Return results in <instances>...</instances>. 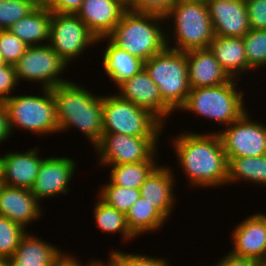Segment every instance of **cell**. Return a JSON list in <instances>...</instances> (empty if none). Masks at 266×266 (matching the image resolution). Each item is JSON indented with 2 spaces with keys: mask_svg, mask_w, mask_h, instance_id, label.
Returning <instances> with one entry per match:
<instances>
[{
  "mask_svg": "<svg viewBox=\"0 0 266 266\" xmlns=\"http://www.w3.org/2000/svg\"><path fill=\"white\" fill-rule=\"evenodd\" d=\"M173 139L172 147L189 187L227 185L228 160L217 131L204 134L185 131Z\"/></svg>",
  "mask_w": 266,
  "mask_h": 266,
  "instance_id": "6da1fadb",
  "label": "cell"
},
{
  "mask_svg": "<svg viewBox=\"0 0 266 266\" xmlns=\"http://www.w3.org/2000/svg\"><path fill=\"white\" fill-rule=\"evenodd\" d=\"M59 133L77 128L95 146L103 135L102 96L73 81L52 88Z\"/></svg>",
  "mask_w": 266,
  "mask_h": 266,
  "instance_id": "7a4b0ae2",
  "label": "cell"
},
{
  "mask_svg": "<svg viewBox=\"0 0 266 266\" xmlns=\"http://www.w3.org/2000/svg\"><path fill=\"white\" fill-rule=\"evenodd\" d=\"M165 17L126 10L107 38L117 47L147 61L166 47Z\"/></svg>",
  "mask_w": 266,
  "mask_h": 266,
  "instance_id": "3957f363",
  "label": "cell"
},
{
  "mask_svg": "<svg viewBox=\"0 0 266 266\" xmlns=\"http://www.w3.org/2000/svg\"><path fill=\"white\" fill-rule=\"evenodd\" d=\"M174 23L173 34L166 31V45L177 51L208 48L215 38L208 6L203 0H177L165 16ZM171 35V36H170ZM174 37V38H172ZM171 39L174 41L172 42ZM174 43V44H170ZM174 45V47H172Z\"/></svg>",
  "mask_w": 266,
  "mask_h": 266,
  "instance_id": "277c9868",
  "label": "cell"
},
{
  "mask_svg": "<svg viewBox=\"0 0 266 266\" xmlns=\"http://www.w3.org/2000/svg\"><path fill=\"white\" fill-rule=\"evenodd\" d=\"M238 79L211 87L191 88L185 104L179 109L189 111L226 127L239 119L247 110L244 91L238 90Z\"/></svg>",
  "mask_w": 266,
  "mask_h": 266,
  "instance_id": "5b68a950",
  "label": "cell"
},
{
  "mask_svg": "<svg viewBox=\"0 0 266 266\" xmlns=\"http://www.w3.org/2000/svg\"><path fill=\"white\" fill-rule=\"evenodd\" d=\"M144 69L157 85L162 100L175 112L185 104L191 90L187 51L166 47L144 61Z\"/></svg>",
  "mask_w": 266,
  "mask_h": 266,
  "instance_id": "8992f818",
  "label": "cell"
},
{
  "mask_svg": "<svg viewBox=\"0 0 266 266\" xmlns=\"http://www.w3.org/2000/svg\"><path fill=\"white\" fill-rule=\"evenodd\" d=\"M41 92L42 96L20 94L3 102L12 133L17 128L39 136L59 133L52 89L41 88Z\"/></svg>",
  "mask_w": 266,
  "mask_h": 266,
  "instance_id": "52a82bcc",
  "label": "cell"
},
{
  "mask_svg": "<svg viewBox=\"0 0 266 266\" xmlns=\"http://www.w3.org/2000/svg\"><path fill=\"white\" fill-rule=\"evenodd\" d=\"M103 133L136 137H160L165 125L148 110L117 93L102 95Z\"/></svg>",
  "mask_w": 266,
  "mask_h": 266,
  "instance_id": "ba28073f",
  "label": "cell"
},
{
  "mask_svg": "<svg viewBox=\"0 0 266 266\" xmlns=\"http://www.w3.org/2000/svg\"><path fill=\"white\" fill-rule=\"evenodd\" d=\"M48 44L68 65L98 44V39L75 13L51 12Z\"/></svg>",
  "mask_w": 266,
  "mask_h": 266,
  "instance_id": "9c48e42d",
  "label": "cell"
},
{
  "mask_svg": "<svg viewBox=\"0 0 266 266\" xmlns=\"http://www.w3.org/2000/svg\"><path fill=\"white\" fill-rule=\"evenodd\" d=\"M19 81L40 83L41 88L52 89L67 82L59 76L68 68L49 44L27 47L25 53L13 65Z\"/></svg>",
  "mask_w": 266,
  "mask_h": 266,
  "instance_id": "30bf717a",
  "label": "cell"
},
{
  "mask_svg": "<svg viewBox=\"0 0 266 266\" xmlns=\"http://www.w3.org/2000/svg\"><path fill=\"white\" fill-rule=\"evenodd\" d=\"M159 137L103 133L93 146L99 165H120L148 161L158 150Z\"/></svg>",
  "mask_w": 266,
  "mask_h": 266,
  "instance_id": "8fae6325",
  "label": "cell"
},
{
  "mask_svg": "<svg viewBox=\"0 0 266 266\" xmlns=\"http://www.w3.org/2000/svg\"><path fill=\"white\" fill-rule=\"evenodd\" d=\"M246 111L239 119L218 131L226 157H256L266 154V125L250 120Z\"/></svg>",
  "mask_w": 266,
  "mask_h": 266,
  "instance_id": "7c38bea8",
  "label": "cell"
},
{
  "mask_svg": "<svg viewBox=\"0 0 266 266\" xmlns=\"http://www.w3.org/2000/svg\"><path fill=\"white\" fill-rule=\"evenodd\" d=\"M47 157L43 159L31 192L38 200L57 197L70 190V182L77 168L75 160L69 157Z\"/></svg>",
  "mask_w": 266,
  "mask_h": 266,
  "instance_id": "4fadbf2b",
  "label": "cell"
},
{
  "mask_svg": "<svg viewBox=\"0 0 266 266\" xmlns=\"http://www.w3.org/2000/svg\"><path fill=\"white\" fill-rule=\"evenodd\" d=\"M121 98L155 115L164 125L174 112L161 98L157 85L143 68L117 87Z\"/></svg>",
  "mask_w": 266,
  "mask_h": 266,
  "instance_id": "5bb4252c",
  "label": "cell"
},
{
  "mask_svg": "<svg viewBox=\"0 0 266 266\" xmlns=\"http://www.w3.org/2000/svg\"><path fill=\"white\" fill-rule=\"evenodd\" d=\"M233 230L231 254L266 262V214L247 216Z\"/></svg>",
  "mask_w": 266,
  "mask_h": 266,
  "instance_id": "9a60e30c",
  "label": "cell"
},
{
  "mask_svg": "<svg viewBox=\"0 0 266 266\" xmlns=\"http://www.w3.org/2000/svg\"><path fill=\"white\" fill-rule=\"evenodd\" d=\"M215 36L244 37L250 30L245 0H207Z\"/></svg>",
  "mask_w": 266,
  "mask_h": 266,
  "instance_id": "2e32d148",
  "label": "cell"
},
{
  "mask_svg": "<svg viewBox=\"0 0 266 266\" xmlns=\"http://www.w3.org/2000/svg\"><path fill=\"white\" fill-rule=\"evenodd\" d=\"M40 203L31 189L0 184V216L7 217L25 229L43 216Z\"/></svg>",
  "mask_w": 266,
  "mask_h": 266,
  "instance_id": "e0dca14e",
  "label": "cell"
},
{
  "mask_svg": "<svg viewBox=\"0 0 266 266\" xmlns=\"http://www.w3.org/2000/svg\"><path fill=\"white\" fill-rule=\"evenodd\" d=\"M126 10L119 0H84L75 14L99 39L113 31Z\"/></svg>",
  "mask_w": 266,
  "mask_h": 266,
  "instance_id": "ac0fdd59",
  "label": "cell"
},
{
  "mask_svg": "<svg viewBox=\"0 0 266 266\" xmlns=\"http://www.w3.org/2000/svg\"><path fill=\"white\" fill-rule=\"evenodd\" d=\"M38 147L26 151L7 152L3 155L2 184L31 189L37 178L44 158Z\"/></svg>",
  "mask_w": 266,
  "mask_h": 266,
  "instance_id": "d6986e66",
  "label": "cell"
},
{
  "mask_svg": "<svg viewBox=\"0 0 266 266\" xmlns=\"http://www.w3.org/2000/svg\"><path fill=\"white\" fill-rule=\"evenodd\" d=\"M170 167L157 165L140 187V194L146 198L167 220L176 204L174 187L176 178ZM173 209V210H172Z\"/></svg>",
  "mask_w": 266,
  "mask_h": 266,
  "instance_id": "ffe728a7",
  "label": "cell"
},
{
  "mask_svg": "<svg viewBox=\"0 0 266 266\" xmlns=\"http://www.w3.org/2000/svg\"><path fill=\"white\" fill-rule=\"evenodd\" d=\"M187 64L191 88L217 86L231 79L209 48L187 51Z\"/></svg>",
  "mask_w": 266,
  "mask_h": 266,
  "instance_id": "44dd1931",
  "label": "cell"
},
{
  "mask_svg": "<svg viewBox=\"0 0 266 266\" xmlns=\"http://www.w3.org/2000/svg\"><path fill=\"white\" fill-rule=\"evenodd\" d=\"M230 78L248 74V62L243 37L215 36L208 47Z\"/></svg>",
  "mask_w": 266,
  "mask_h": 266,
  "instance_id": "7402d4cb",
  "label": "cell"
},
{
  "mask_svg": "<svg viewBox=\"0 0 266 266\" xmlns=\"http://www.w3.org/2000/svg\"><path fill=\"white\" fill-rule=\"evenodd\" d=\"M62 252L56 245L26 232L10 261L12 266H51Z\"/></svg>",
  "mask_w": 266,
  "mask_h": 266,
  "instance_id": "603a6c76",
  "label": "cell"
},
{
  "mask_svg": "<svg viewBox=\"0 0 266 266\" xmlns=\"http://www.w3.org/2000/svg\"><path fill=\"white\" fill-rule=\"evenodd\" d=\"M103 40L108 42L103 53V69L109 80L118 87L126 79L133 77L144 68V61L131 55L125 50L114 45L107 37L99 38L98 43ZM100 41V42H99Z\"/></svg>",
  "mask_w": 266,
  "mask_h": 266,
  "instance_id": "cb8c5ba5",
  "label": "cell"
},
{
  "mask_svg": "<svg viewBox=\"0 0 266 266\" xmlns=\"http://www.w3.org/2000/svg\"><path fill=\"white\" fill-rule=\"evenodd\" d=\"M50 27L51 11L49 9L35 8L28 15L14 23L8 30L30 47L48 44Z\"/></svg>",
  "mask_w": 266,
  "mask_h": 266,
  "instance_id": "d4e9b609",
  "label": "cell"
},
{
  "mask_svg": "<svg viewBox=\"0 0 266 266\" xmlns=\"http://www.w3.org/2000/svg\"><path fill=\"white\" fill-rule=\"evenodd\" d=\"M125 215L128 229L135 237L156 232L167 222V219L142 196Z\"/></svg>",
  "mask_w": 266,
  "mask_h": 266,
  "instance_id": "484cf974",
  "label": "cell"
},
{
  "mask_svg": "<svg viewBox=\"0 0 266 266\" xmlns=\"http://www.w3.org/2000/svg\"><path fill=\"white\" fill-rule=\"evenodd\" d=\"M227 185L245 180L257 186H266V154L256 157H227Z\"/></svg>",
  "mask_w": 266,
  "mask_h": 266,
  "instance_id": "4316f807",
  "label": "cell"
},
{
  "mask_svg": "<svg viewBox=\"0 0 266 266\" xmlns=\"http://www.w3.org/2000/svg\"><path fill=\"white\" fill-rule=\"evenodd\" d=\"M155 155L156 153L148 161L101 166H103L102 168L106 166L111 168L109 181L113 185L128 189H140L147 176L159 163L156 159L158 157Z\"/></svg>",
  "mask_w": 266,
  "mask_h": 266,
  "instance_id": "83f0119b",
  "label": "cell"
},
{
  "mask_svg": "<svg viewBox=\"0 0 266 266\" xmlns=\"http://www.w3.org/2000/svg\"><path fill=\"white\" fill-rule=\"evenodd\" d=\"M94 222L97 228L103 233H121L123 241L135 239V236L130 232L126 222L125 213L118 211L116 208L107 205L100 198L95 203Z\"/></svg>",
  "mask_w": 266,
  "mask_h": 266,
  "instance_id": "f1b7e54d",
  "label": "cell"
},
{
  "mask_svg": "<svg viewBox=\"0 0 266 266\" xmlns=\"http://www.w3.org/2000/svg\"><path fill=\"white\" fill-rule=\"evenodd\" d=\"M108 182L101 186L100 191H98V198L107 205L126 214L131 206L140 198V189L123 188L113 185L110 181Z\"/></svg>",
  "mask_w": 266,
  "mask_h": 266,
  "instance_id": "f546056e",
  "label": "cell"
},
{
  "mask_svg": "<svg viewBox=\"0 0 266 266\" xmlns=\"http://www.w3.org/2000/svg\"><path fill=\"white\" fill-rule=\"evenodd\" d=\"M248 72L266 68V30L250 29L243 37Z\"/></svg>",
  "mask_w": 266,
  "mask_h": 266,
  "instance_id": "4dcf8cb0",
  "label": "cell"
},
{
  "mask_svg": "<svg viewBox=\"0 0 266 266\" xmlns=\"http://www.w3.org/2000/svg\"><path fill=\"white\" fill-rule=\"evenodd\" d=\"M27 231L20 224L0 216V258H10Z\"/></svg>",
  "mask_w": 266,
  "mask_h": 266,
  "instance_id": "1f68e13d",
  "label": "cell"
},
{
  "mask_svg": "<svg viewBox=\"0 0 266 266\" xmlns=\"http://www.w3.org/2000/svg\"><path fill=\"white\" fill-rule=\"evenodd\" d=\"M35 8L26 0L0 1V30L10 28Z\"/></svg>",
  "mask_w": 266,
  "mask_h": 266,
  "instance_id": "d6a6232c",
  "label": "cell"
},
{
  "mask_svg": "<svg viewBox=\"0 0 266 266\" xmlns=\"http://www.w3.org/2000/svg\"><path fill=\"white\" fill-rule=\"evenodd\" d=\"M28 46L8 29L0 30V55L4 63L14 65Z\"/></svg>",
  "mask_w": 266,
  "mask_h": 266,
  "instance_id": "836d02e7",
  "label": "cell"
},
{
  "mask_svg": "<svg viewBox=\"0 0 266 266\" xmlns=\"http://www.w3.org/2000/svg\"><path fill=\"white\" fill-rule=\"evenodd\" d=\"M177 0H127L126 9L136 13L155 14L165 17Z\"/></svg>",
  "mask_w": 266,
  "mask_h": 266,
  "instance_id": "e575fe53",
  "label": "cell"
},
{
  "mask_svg": "<svg viewBox=\"0 0 266 266\" xmlns=\"http://www.w3.org/2000/svg\"><path fill=\"white\" fill-rule=\"evenodd\" d=\"M116 266H169L165 258L141 254L125 253L122 250H114Z\"/></svg>",
  "mask_w": 266,
  "mask_h": 266,
  "instance_id": "d590c367",
  "label": "cell"
},
{
  "mask_svg": "<svg viewBox=\"0 0 266 266\" xmlns=\"http://www.w3.org/2000/svg\"><path fill=\"white\" fill-rule=\"evenodd\" d=\"M250 29L266 30V0H245Z\"/></svg>",
  "mask_w": 266,
  "mask_h": 266,
  "instance_id": "8d00e7d4",
  "label": "cell"
},
{
  "mask_svg": "<svg viewBox=\"0 0 266 266\" xmlns=\"http://www.w3.org/2000/svg\"><path fill=\"white\" fill-rule=\"evenodd\" d=\"M19 85L13 65L4 63L0 66V102L3 103L13 95L11 92Z\"/></svg>",
  "mask_w": 266,
  "mask_h": 266,
  "instance_id": "74e56055",
  "label": "cell"
},
{
  "mask_svg": "<svg viewBox=\"0 0 266 266\" xmlns=\"http://www.w3.org/2000/svg\"><path fill=\"white\" fill-rule=\"evenodd\" d=\"M84 0H51L49 10L55 13H76Z\"/></svg>",
  "mask_w": 266,
  "mask_h": 266,
  "instance_id": "f35d334b",
  "label": "cell"
},
{
  "mask_svg": "<svg viewBox=\"0 0 266 266\" xmlns=\"http://www.w3.org/2000/svg\"><path fill=\"white\" fill-rule=\"evenodd\" d=\"M217 260L218 262L213 266H257L260 263L255 259L235 256L230 252Z\"/></svg>",
  "mask_w": 266,
  "mask_h": 266,
  "instance_id": "ab89813d",
  "label": "cell"
},
{
  "mask_svg": "<svg viewBox=\"0 0 266 266\" xmlns=\"http://www.w3.org/2000/svg\"><path fill=\"white\" fill-rule=\"evenodd\" d=\"M11 134L12 132L6 108L4 104L0 102V144H2L3 141H7Z\"/></svg>",
  "mask_w": 266,
  "mask_h": 266,
  "instance_id": "60d3db41",
  "label": "cell"
},
{
  "mask_svg": "<svg viewBox=\"0 0 266 266\" xmlns=\"http://www.w3.org/2000/svg\"><path fill=\"white\" fill-rule=\"evenodd\" d=\"M51 266H82V263L77 257L75 258L74 254L64 253L63 251Z\"/></svg>",
  "mask_w": 266,
  "mask_h": 266,
  "instance_id": "b9f144b4",
  "label": "cell"
},
{
  "mask_svg": "<svg viewBox=\"0 0 266 266\" xmlns=\"http://www.w3.org/2000/svg\"><path fill=\"white\" fill-rule=\"evenodd\" d=\"M86 263L83 265L82 262V266H116V262L114 260V250L112 249V252L109 253V258L106 263H104V260L102 261V259L90 260V262L88 261Z\"/></svg>",
  "mask_w": 266,
  "mask_h": 266,
  "instance_id": "7bdbcfd3",
  "label": "cell"
},
{
  "mask_svg": "<svg viewBox=\"0 0 266 266\" xmlns=\"http://www.w3.org/2000/svg\"><path fill=\"white\" fill-rule=\"evenodd\" d=\"M29 2L34 8H43L49 9V5L51 0H26Z\"/></svg>",
  "mask_w": 266,
  "mask_h": 266,
  "instance_id": "ee69618b",
  "label": "cell"
},
{
  "mask_svg": "<svg viewBox=\"0 0 266 266\" xmlns=\"http://www.w3.org/2000/svg\"><path fill=\"white\" fill-rule=\"evenodd\" d=\"M0 266H12L10 258H0Z\"/></svg>",
  "mask_w": 266,
  "mask_h": 266,
  "instance_id": "f6af8a7d",
  "label": "cell"
},
{
  "mask_svg": "<svg viewBox=\"0 0 266 266\" xmlns=\"http://www.w3.org/2000/svg\"><path fill=\"white\" fill-rule=\"evenodd\" d=\"M2 172H3V156H0V184L2 182Z\"/></svg>",
  "mask_w": 266,
  "mask_h": 266,
  "instance_id": "bcb514c9",
  "label": "cell"
},
{
  "mask_svg": "<svg viewBox=\"0 0 266 266\" xmlns=\"http://www.w3.org/2000/svg\"><path fill=\"white\" fill-rule=\"evenodd\" d=\"M257 266H266V262H260Z\"/></svg>",
  "mask_w": 266,
  "mask_h": 266,
  "instance_id": "7dc6e473",
  "label": "cell"
},
{
  "mask_svg": "<svg viewBox=\"0 0 266 266\" xmlns=\"http://www.w3.org/2000/svg\"><path fill=\"white\" fill-rule=\"evenodd\" d=\"M121 1L125 6L127 5V0H119Z\"/></svg>",
  "mask_w": 266,
  "mask_h": 266,
  "instance_id": "c3c4849f",
  "label": "cell"
},
{
  "mask_svg": "<svg viewBox=\"0 0 266 266\" xmlns=\"http://www.w3.org/2000/svg\"><path fill=\"white\" fill-rule=\"evenodd\" d=\"M3 64H4V62H3L2 58H1V55H0V66L3 65Z\"/></svg>",
  "mask_w": 266,
  "mask_h": 266,
  "instance_id": "681fc988",
  "label": "cell"
}]
</instances>
